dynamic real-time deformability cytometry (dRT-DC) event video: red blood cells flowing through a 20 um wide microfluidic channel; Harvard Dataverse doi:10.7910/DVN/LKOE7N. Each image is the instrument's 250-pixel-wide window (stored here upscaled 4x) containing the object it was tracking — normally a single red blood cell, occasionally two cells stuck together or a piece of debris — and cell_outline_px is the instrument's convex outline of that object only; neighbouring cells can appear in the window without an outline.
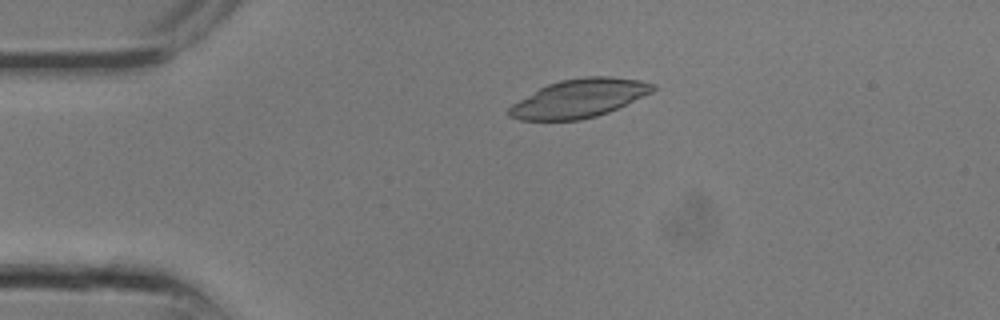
{"species": "common noctule bat (a hibernating species)", "species_latin": "Nyctalus noctula", "temperature_condition": "room temperature", "stored_images_in_passage": 10, "camera_frame_rate_fps": 3000, "um_per_image_px": 0.085, "animal": {"sex": "male", "body_mass_g": 13.3}, "frame": {"image": 1, "passage_image": 6, "time_ms": 1.667, "image_size_px": [1000, 320], "cell_outline_px": [[656, 88], [652, 92], [608, 112], [596, 116], [580, 120], [520, 120], [508, 116], [508, 108], [512, 104], [540, 88], [548, 84], [560, 80], [584, 76], [612, 76], [640, 80], [656, 84]], "centroid_in_image_um": [49.24, 8.35], "position_along_channel_um": 35.8, "area_um2": 32.08}}
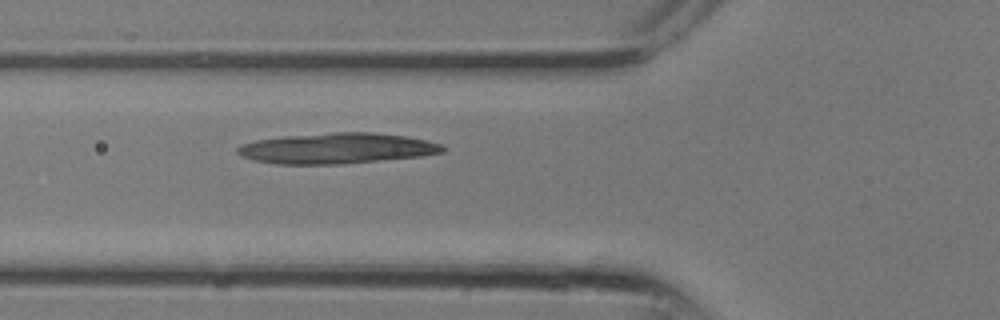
{"frame": {"image": 2, "passage_image": 10, "time_ms": 3.0, "image_size_px": [1000, 320], "cell_outline_px": [[448, 148], [444, 152], [420, 156], [340, 164], [276, 164], [252, 160], [236, 152], [236, 148], [240, 144], [256, 140], [284, 136], [332, 132], [376, 132], [408, 136], [440, 144]], "centroid_in_image_um": [28.62, 12.6], "position_along_channel_um": 97.2, "area_um2": 36.7}}